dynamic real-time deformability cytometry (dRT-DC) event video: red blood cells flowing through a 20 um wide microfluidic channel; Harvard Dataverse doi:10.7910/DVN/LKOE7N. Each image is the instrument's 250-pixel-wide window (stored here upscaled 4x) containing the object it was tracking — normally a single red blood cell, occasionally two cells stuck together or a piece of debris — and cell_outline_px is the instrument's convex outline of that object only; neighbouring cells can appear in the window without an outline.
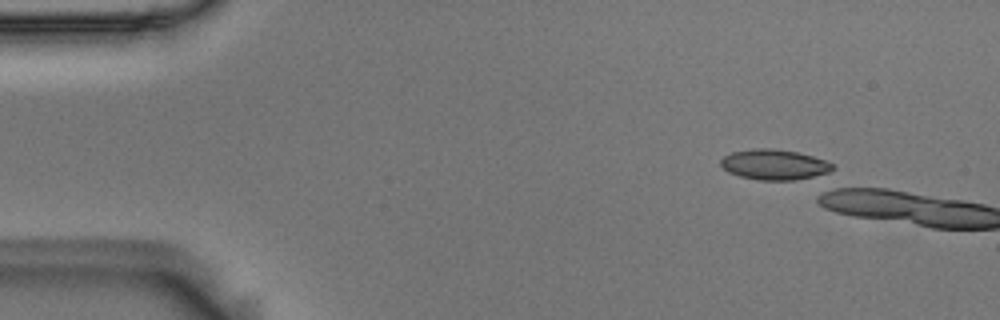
{"species": "Egyptian fruit bat (a non-hibernating species)", "species_latin": "Rousettus aegyptiacus", "temperature_condition": "room temperature", "stored_images_in_passage": 3, "camera_frame_rate_fps": 3000, "um_per_image_px": 0.085, "animal": {"sex": "male"}, "frame": {"image": 1, "passage_image": 1, "time_ms": 0.0, "image_size_px": [1000, 320], "cell_outline_px": [[836, 168], [828, 172], [796, 180], [756, 180], [740, 176], [728, 172], [720, 164], [720, 160], [724, 156], [732, 152], [756, 148], [768, 148], [796, 152], [812, 156], [824, 160], [832, 164]], "centroid_in_image_um": [65.79, 13.99], "position_along_channel_um": 19.2, "area_um2": 19.59}}